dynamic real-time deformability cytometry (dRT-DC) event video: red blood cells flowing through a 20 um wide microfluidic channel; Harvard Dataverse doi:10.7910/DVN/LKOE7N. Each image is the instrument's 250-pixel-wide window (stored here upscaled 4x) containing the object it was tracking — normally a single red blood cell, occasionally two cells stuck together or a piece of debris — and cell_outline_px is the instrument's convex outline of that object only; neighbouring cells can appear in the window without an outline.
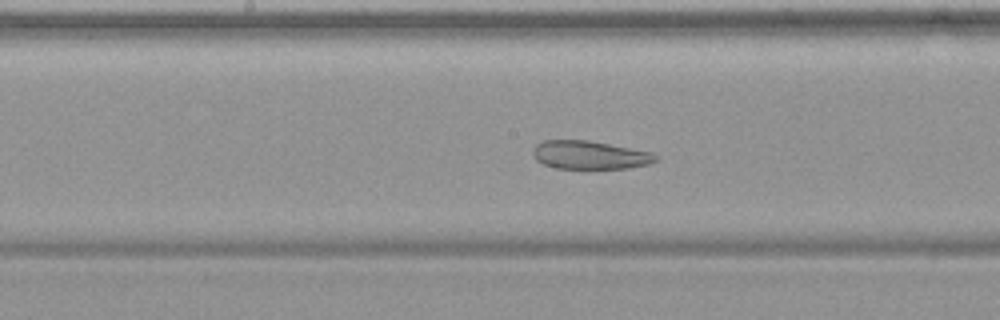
{"species": "common noctule bat (a hibernating species)", "species_latin": "Nyctalus noctula", "temperature_condition": "warm", "stored_images_in_passage": 55, "camera_frame_rate_fps": 3000, "um_per_image_px": 0.085, "animal": {"sex": "female", "body_mass_g": 19.9}, "frame": {"image": 1, "passage_image": 29, "time_ms": 9.333, "image_size_px": [1000, 320], "cell_outline_px": [[660, 156], [656, 160], [648, 164], [628, 168], [556, 168], [544, 164], [536, 160], [532, 152], [532, 148], [536, 144], [544, 140], [588, 140], [652, 152]], "centroid_in_image_um": [50.12, 13.17], "position_along_channel_um": 198.1, "area_um2": 20.23}}
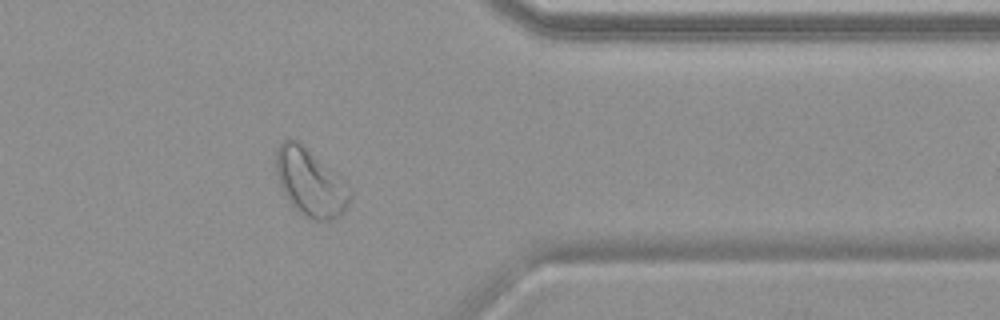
{"frame": {"image": 2, "passage_image": 45, "time_ms": 14.667, "image_size_px": [1000, 320], "cell_outline_px": [[352, 196], [344, 212], [340, 216], [332, 220], [308, 220], [296, 212], [288, 200], [276, 176], [276, 148], [288, 136], [300, 140], [340, 176], [348, 184], [352, 192]], "centroid_in_image_um": [26.38, 15.5], "position_along_channel_um": 385.0, "area_um2": 29.88}}
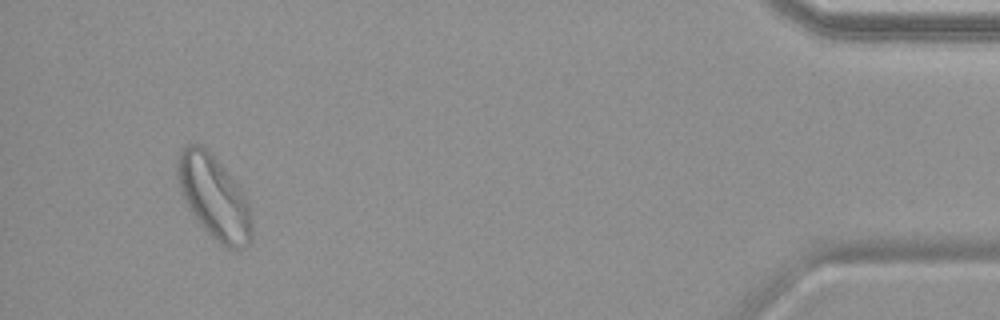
{"frame": {"image": 3, "passage_image": 52, "time_ms": 17.0, "image_size_px": [1000, 320], "cell_outline_px": [[252, 236], [248, 244], [240, 248], [228, 248], [220, 244], [196, 220], [188, 208], [176, 180], [176, 156], [180, 148], [188, 144], [200, 144], [228, 172], [244, 196], [248, 204], [252, 220]], "centroid_in_image_um": [18.14, 16.74], "position_along_channel_um": 417.1, "area_um2": 35.84}}